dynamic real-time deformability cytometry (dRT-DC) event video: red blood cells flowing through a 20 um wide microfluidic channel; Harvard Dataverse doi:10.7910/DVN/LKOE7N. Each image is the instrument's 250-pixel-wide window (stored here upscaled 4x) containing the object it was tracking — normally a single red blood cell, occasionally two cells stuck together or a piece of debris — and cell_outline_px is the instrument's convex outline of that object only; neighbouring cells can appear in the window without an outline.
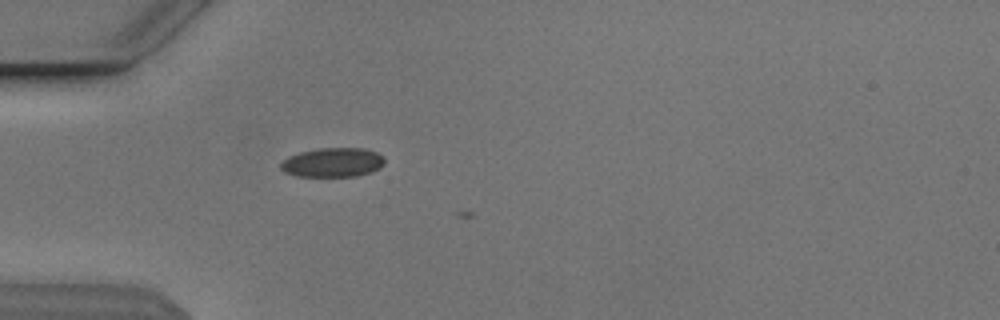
{"species": "Egyptian fruit bat (a non-hibernating species)", "species_latin": "Rousettus aegyptiacus", "temperature_condition": "cold", "stored_images_in_passage": 3, "camera_frame_rate_fps": 3000, "um_per_image_px": 0.085, "animal": {"sex": "male"}, "frame": {"image": 1, "passage_image": 2, "time_ms": 0.333, "image_size_px": [1000, 320], "cell_outline_px": [[384, 164], [380, 168], [372, 172], [356, 176], [296, 176], [284, 172], [280, 168], [280, 164], [288, 156], [300, 152], [320, 148], [364, 148], [376, 152], [384, 156]], "centroid_in_image_um": [28.3, 13.8], "position_along_channel_um": 56.7, "area_um2": 17.8}}